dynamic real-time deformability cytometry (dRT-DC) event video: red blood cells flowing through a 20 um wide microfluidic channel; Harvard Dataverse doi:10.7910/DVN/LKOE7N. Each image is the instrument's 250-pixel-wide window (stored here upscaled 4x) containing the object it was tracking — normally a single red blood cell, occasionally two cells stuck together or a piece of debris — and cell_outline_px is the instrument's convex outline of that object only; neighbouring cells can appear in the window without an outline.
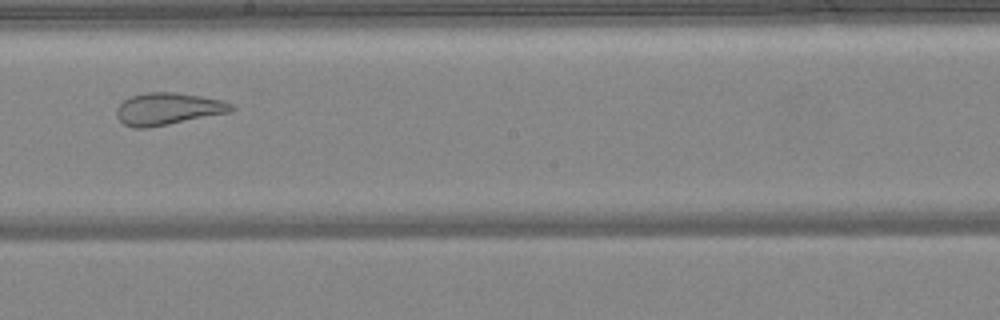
{"species": "common noctule bat (a hibernating species)", "species_latin": "Nyctalus noctula", "temperature_condition": "warm", "stored_images_in_passage": 47, "camera_frame_rate_fps": 3000, "um_per_image_px": 0.085, "animal": {"sex": "female", "body_mass_g": 24.6, "forearm_length_mm": 56.2}, "frame": {"image": 1, "passage_image": 26, "time_ms": 8.333, "image_size_px": [1000, 320], "cell_outline_px": [[236, 108], [232, 112], [148, 128], [132, 128], [124, 124], [116, 116], [116, 108], [124, 100], [132, 96], [148, 92], [176, 92], [200, 96], [220, 100], [232, 104]], "centroid_in_image_um": [14.28, 9.26], "position_along_channel_um": 233.9, "area_um2": 21.5}}
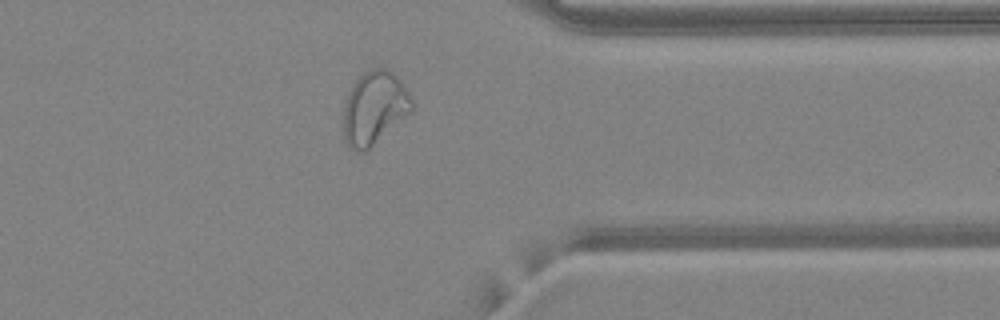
{"frame": {"image": 2, "passage_image": 37, "time_ms": 12.0, "image_size_px": [1000, 320], "cell_outline_px": [[412, 108], [408, 112], [364, 152], [356, 152], [348, 144], [344, 136], [344, 104], [348, 92], [356, 80], [364, 72], [372, 68], [388, 68], [404, 84], [412, 100]], "centroid_in_image_um": [31.79, 9.12], "position_along_channel_um": 379.6, "area_um2": 28.32}}
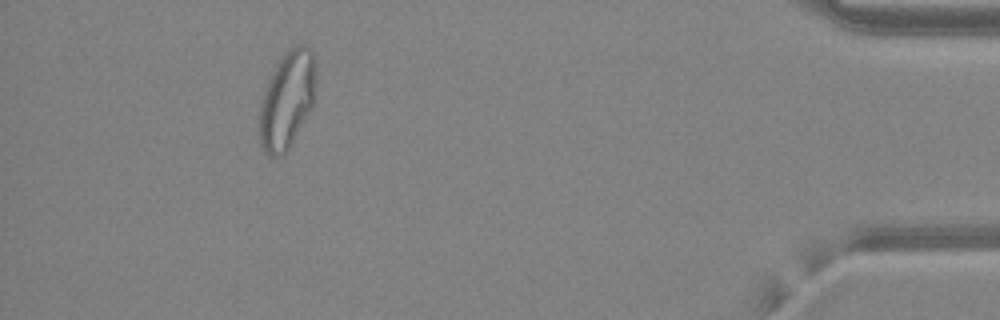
{"frame": {"image": 3, "passage_image": 43, "time_ms": 14.0, "image_size_px": [1000, 320], "cell_outline_px": [[316, 96], [312, 108], [292, 144], [280, 156], [268, 156], [264, 152], [260, 144], [260, 100], [268, 80], [272, 72], [288, 48], [296, 44], [304, 44], [316, 56]], "centroid_in_image_um": [24.44, 8.46], "position_along_channel_um": 410.8, "area_um2": 32.54}, "authors_computed_cell_mechanics": {"area_um2": 29.7092, "velocity_mm_per_s": 4.1981, "shape_relaxation_time_tau1_ms": null, "shape_relaxation_time_tau2_ms": 0.9075, "deformation_change_tau1": null, "deformation_change_tau2": 0.0966}}